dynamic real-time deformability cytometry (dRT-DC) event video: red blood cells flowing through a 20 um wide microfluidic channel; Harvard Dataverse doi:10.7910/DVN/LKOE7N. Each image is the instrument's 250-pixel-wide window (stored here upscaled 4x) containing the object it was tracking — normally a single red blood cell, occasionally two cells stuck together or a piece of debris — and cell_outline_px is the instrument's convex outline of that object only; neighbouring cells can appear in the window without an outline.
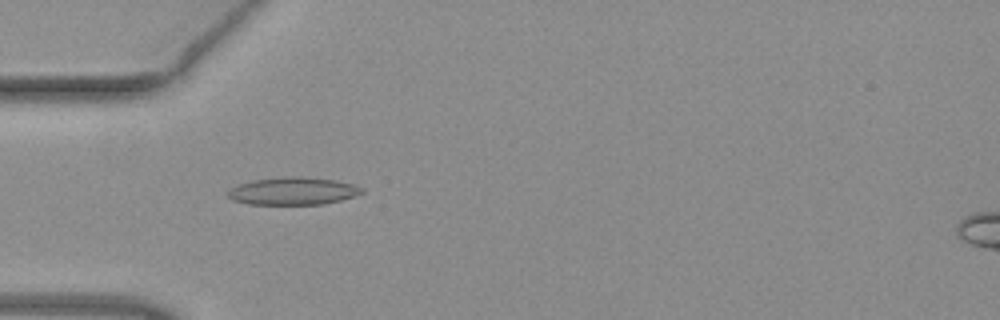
{"species": "common noctule bat (a hibernating species)", "species_latin": "Nyctalus noctula", "temperature_condition": "warm", "stored_images_in_passage": 51, "camera_frame_rate_fps": 3000, "um_per_image_px": 0.085, "animal": {"sex": "female", "body_mass_g": 19.3, "forearm_length_mm": 54.1}, "frame": {"image": 1, "passage_image": 16, "time_ms": 5.0, "image_size_px": [1000, 320], "cell_outline_px": [[364, 192], [340, 200], [324, 204], [248, 204], [232, 200], [224, 192], [236, 184], [252, 180], [284, 176], [304, 176], [336, 180], [352, 184], [364, 188]], "centroid_in_image_um": [24.84, 16.22], "position_along_channel_um": 60.2, "area_um2": 21.79}}
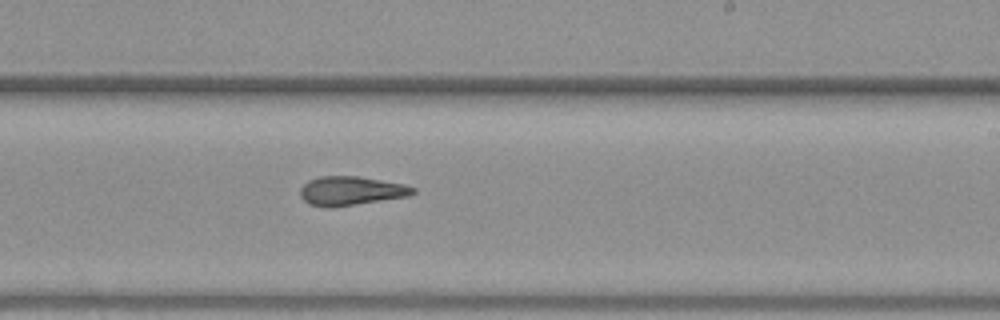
{"frame": {"image": 2, "passage_image": 31, "time_ms": 10.0, "image_size_px": [1000, 320], "cell_outline_px": [[416, 192], [408, 196], [332, 208], [328, 208], [308, 204], [300, 196], [300, 188], [308, 180], [320, 176], [356, 176], [404, 184], [416, 188]], "centroid_in_image_um": [29.8, 16.23], "position_along_channel_um": 259.2, "area_um2": 19.07}}
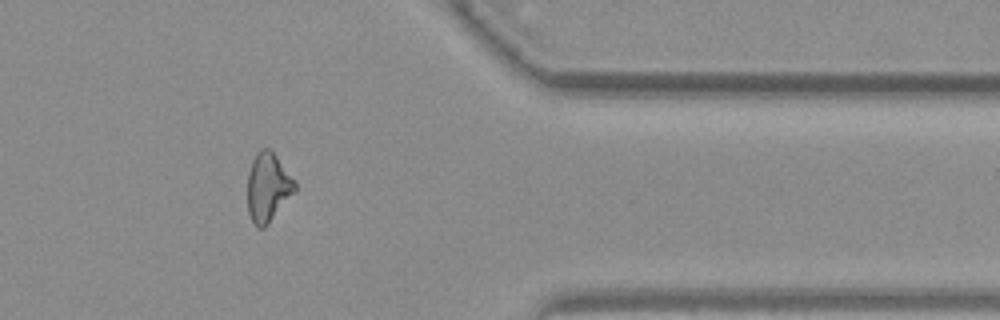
{"frame": {"image": 3, "passage_image": 42, "time_ms": 13.667, "image_size_px": [1000, 320], "cell_outline_px": [[296, 192], [268, 224], [264, 228], [256, 228], [248, 212], [248, 172], [252, 160], [256, 152], [260, 148], [268, 148], [276, 156], [296, 180]], "centroid_in_image_um": [22.79, 15.92], "position_along_channel_um": 388.6, "area_um2": 19.25}, "authors_computed_cell_mechanics": {"area_um2": 19.5364, "velocity_mm_per_s": 4.0379, "shape_relaxation_time_tau1_ms": null, "shape_relaxation_time_tau2_ms": 1.9005, "deformation_change_tau1": null, "deformation_change_tau2": 0.1019}}